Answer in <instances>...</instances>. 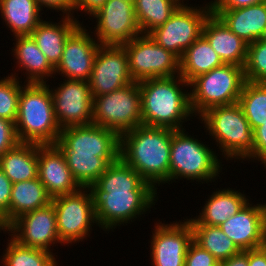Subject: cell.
<instances>
[{"label":"cell","instance_id":"obj_7","mask_svg":"<svg viewBox=\"0 0 266 266\" xmlns=\"http://www.w3.org/2000/svg\"><path fill=\"white\" fill-rule=\"evenodd\" d=\"M245 82L244 67L234 64H223L198 75L189 82L194 117L212 107L237 103Z\"/></svg>","mask_w":266,"mask_h":266},{"label":"cell","instance_id":"obj_19","mask_svg":"<svg viewBox=\"0 0 266 266\" xmlns=\"http://www.w3.org/2000/svg\"><path fill=\"white\" fill-rule=\"evenodd\" d=\"M220 229L241 251L266 245V218L264 204L248 202L238 213L219 225Z\"/></svg>","mask_w":266,"mask_h":266},{"label":"cell","instance_id":"obj_40","mask_svg":"<svg viewBox=\"0 0 266 266\" xmlns=\"http://www.w3.org/2000/svg\"><path fill=\"white\" fill-rule=\"evenodd\" d=\"M13 183L0 168V221L9 213Z\"/></svg>","mask_w":266,"mask_h":266},{"label":"cell","instance_id":"obj_29","mask_svg":"<svg viewBox=\"0 0 266 266\" xmlns=\"http://www.w3.org/2000/svg\"><path fill=\"white\" fill-rule=\"evenodd\" d=\"M223 64L216 51L201 35L185 50L180 58L179 75L189 83L198 75L210 72L213 68Z\"/></svg>","mask_w":266,"mask_h":266},{"label":"cell","instance_id":"obj_37","mask_svg":"<svg viewBox=\"0 0 266 266\" xmlns=\"http://www.w3.org/2000/svg\"><path fill=\"white\" fill-rule=\"evenodd\" d=\"M184 266H219V262L208 251L192 241L185 256Z\"/></svg>","mask_w":266,"mask_h":266},{"label":"cell","instance_id":"obj_47","mask_svg":"<svg viewBox=\"0 0 266 266\" xmlns=\"http://www.w3.org/2000/svg\"><path fill=\"white\" fill-rule=\"evenodd\" d=\"M264 209H265V218H266V204L264 203Z\"/></svg>","mask_w":266,"mask_h":266},{"label":"cell","instance_id":"obj_13","mask_svg":"<svg viewBox=\"0 0 266 266\" xmlns=\"http://www.w3.org/2000/svg\"><path fill=\"white\" fill-rule=\"evenodd\" d=\"M92 17L97 19L94 36L100 45H123L142 34L129 1L107 0Z\"/></svg>","mask_w":266,"mask_h":266},{"label":"cell","instance_id":"obj_4","mask_svg":"<svg viewBox=\"0 0 266 266\" xmlns=\"http://www.w3.org/2000/svg\"><path fill=\"white\" fill-rule=\"evenodd\" d=\"M23 86L15 122L19 141L39 145L56 144L61 128L55 117L50 85L26 83Z\"/></svg>","mask_w":266,"mask_h":266},{"label":"cell","instance_id":"obj_10","mask_svg":"<svg viewBox=\"0 0 266 266\" xmlns=\"http://www.w3.org/2000/svg\"><path fill=\"white\" fill-rule=\"evenodd\" d=\"M209 4V5H208ZM205 7L181 5L163 24L148 35L159 45L181 58L185 50L202 35L205 20L212 12L210 2Z\"/></svg>","mask_w":266,"mask_h":266},{"label":"cell","instance_id":"obj_14","mask_svg":"<svg viewBox=\"0 0 266 266\" xmlns=\"http://www.w3.org/2000/svg\"><path fill=\"white\" fill-rule=\"evenodd\" d=\"M88 82L92 97L109 94L134 82L123 45H100Z\"/></svg>","mask_w":266,"mask_h":266},{"label":"cell","instance_id":"obj_15","mask_svg":"<svg viewBox=\"0 0 266 266\" xmlns=\"http://www.w3.org/2000/svg\"><path fill=\"white\" fill-rule=\"evenodd\" d=\"M4 232L24 246L51 252L53 244L61 243L58 237L56 213L53 203L20 215ZM13 233V234H10Z\"/></svg>","mask_w":266,"mask_h":266},{"label":"cell","instance_id":"obj_34","mask_svg":"<svg viewBox=\"0 0 266 266\" xmlns=\"http://www.w3.org/2000/svg\"><path fill=\"white\" fill-rule=\"evenodd\" d=\"M238 103L252 130L263 125L266 122V83L246 81Z\"/></svg>","mask_w":266,"mask_h":266},{"label":"cell","instance_id":"obj_48","mask_svg":"<svg viewBox=\"0 0 266 266\" xmlns=\"http://www.w3.org/2000/svg\"><path fill=\"white\" fill-rule=\"evenodd\" d=\"M126 1H129V2H131V3H134L135 0H126Z\"/></svg>","mask_w":266,"mask_h":266},{"label":"cell","instance_id":"obj_33","mask_svg":"<svg viewBox=\"0 0 266 266\" xmlns=\"http://www.w3.org/2000/svg\"><path fill=\"white\" fill-rule=\"evenodd\" d=\"M2 257L3 266H57L53 252L24 246L12 236Z\"/></svg>","mask_w":266,"mask_h":266},{"label":"cell","instance_id":"obj_26","mask_svg":"<svg viewBox=\"0 0 266 266\" xmlns=\"http://www.w3.org/2000/svg\"><path fill=\"white\" fill-rule=\"evenodd\" d=\"M15 40V49H12V53H14L18 67L23 68L25 75H28L27 81L24 83H46L45 79L50 76L52 78L53 74L55 76V68L47 60L31 35L16 36Z\"/></svg>","mask_w":266,"mask_h":266},{"label":"cell","instance_id":"obj_23","mask_svg":"<svg viewBox=\"0 0 266 266\" xmlns=\"http://www.w3.org/2000/svg\"><path fill=\"white\" fill-rule=\"evenodd\" d=\"M51 200L39 178L13 183L9 213L0 221V232L20 215L47 206Z\"/></svg>","mask_w":266,"mask_h":266},{"label":"cell","instance_id":"obj_6","mask_svg":"<svg viewBox=\"0 0 266 266\" xmlns=\"http://www.w3.org/2000/svg\"><path fill=\"white\" fill-rule=\"evenodd\" d=\"M184 130H174L172 135L169 182L187 178L191 181L209 183L219 177L218 174L222 170V164L217 157L219 155Z\"/></svg>","mask_w":266,"mask_h":266},{"label":"cell","instance_id":"obj_22","mask_svg":"<svg viewBox=\"0 0 266 266\" xmlns=\"http://www.w3.org/2000/svg\"><path fill=\"white\" fill-rule=\"evenodd\" d=\"M247 44L266 36V1L238 9H211Z\"/></svg>","mask_w":266,"mask_h":266},{"label":"cell","instance_id":"obj_12","mask_svg":"<svg viewBox=\"0 0 266 266\" xmlns=\"http://www.w3.org/2000/svg\"><path fill=\"white\" fill-rule=\"evenodd\" d=\"M56 89H50L55 117L61 130L72 126L93 124V97L88 81L63 79Z\"/></svg>","mask_w":266,"mask_h":266},{"label":"cell","instance_id":"obj_9","mask_svg":"<svg viewBox=\"0 0 266 266\" xmlns=\"http://www.w3.org/2000/svg\"><path fill=\"white\" fill-rule=\"evenodd\" d=\"M51 202L56 213L58 237L62 243L82 242L90 236L92 226L97 224L91 188H80L70 194L58 195Z\"/></svg>","mask_w":266,"mask_h":266},{"label":"cell","instance_id":"obj_44","mask_svg":"<svg viewBox=\"0 0 266 266\" xmlns=\"http://www.w3.org/2000/svg\"><path fill=\"white\" fill-rule=\"evenodd\" d=\"M248 266H266V245L248 250Z\"/></svg>","mask_w":266,"mask_h":266},{"label":"cell","instance_id":"obj_35","mask_svg":"<svg viewBox=\"0 0 266 266\" xmlns=\"http://www.w3.org/2000/svg\"><path fill=\"white\" fill-rule=\"evenodd\" d=\"M244 74L248 82L266 83V36L248 44Z\"/></svg>","mask_w":266,"mask_h":266},{"label":"cell","instance_id":"obj_25","mask_svg":"<svg viewBox=\"0 0 266 266\" xmlns=\"http://www.w3.org/2000/svg\"><path fill=\"white\" fill-rule=\"evenodd\" d=\"M195 219H187L190 225L219 226L229 217L238 213L249 199L231 188L214 191Z\"/></svg>","mask_w":266,"mask_h":266},{"label":"cell","instance_id":"obj_1","mask_svg":"<svg viewBox=\"0 0 266 266\" xmlns=\"http://www.w3.org/2000/svg\"><path fill=\"white\" fill-rule=\"evenodd\" d=\"M90 188L94 196L97 226L108 233L110 229L124 223L127 225L130 220L132 222L145 214L157 201L158 188L145 181L120 158Z\"/></svg>","mask_w":266,"mask_h":266},{"label":"cell","instance_id":"obj_38","mask_svg":"<svg viewBox=\"0 0 266 266\" xmlns=\"http://www.w3.org/2000/svg\"><path fill=\"white\" fill-rule=\"evenodd\" d=\"M19 142L15 122L0 118V157Z\"/></svg>","mask_w":266,"mask_h":266},{"label":"cell","instance_id":"obj_43","mask_svg":"<svg viewBox=\"0 0 266 266\" xmlns=\"http://www.w3.org/2000/svg\"><path fill=\"white\" fill-rule=\"evenodd\" d=\"M106 1L107 0H74L73 13L74 10H77V12L81 10V12L85 11V13L91 17Z\"/></svg>","mask_w":266,"mask_h":266},{"label":"cell","instance_id":"obj_8","mask_svg":"<svg viewBox=\"0 0 266 266\" xmlns=\"http://www.w3.org/2000/svg\"><path fill=\"white\" fill-rule=\"evenodd\" d=\"M92 122L114 130L119 136L142 125L138 82L134 81L109 94L93 97Z\"/></svg>","mask_w":266,"mask_h":266},{"label":"cell","instance_id":"obj_24","mask_svg":"<svg viewBox=\"0 0 266 266\" xmlns=\"http://www.w3.org/2000/svg\"><path fill=\"white\" fill-rule=\"evenodd\" d=\"M58 23L42 20L31 36L55 68L61 60L64 45L69 35L80 25L75 17L64 16Z\"/></svg>","mask_w":266,"mask_h":266},{"label":"cell","instance_id":"obj_5","mask_svg":"<svg viewBox=\"0 0 266 266\" xmlns=\"http://www.w3.org/2000/svg\"><path fill=\"white\" fill-rule=\"evenodd\" d=\"M198 119L204 123L208 135L213 136L226 160L253 158V130L238 102L212 107Z\"/></svg>","mask_w":266,"mask_h":266},{"label":"cell","instance_id":"obj_18","mask_svg":"<svg viewBox=\"0 0 266 266\" xmlns=\"http://www.w3.org/2000/svg\"><path fill=\"white\" fill-rule=\"evenodd\" d=\"M95 39L81 23L66 39L61 60L55 67V74H63L62 77L66 79L89 81L100 47Z\"/></svg>","mask_w":266,"mask_h":266},{"label":"cell","instance_id":"obj_17","mask_svg":"<svg viewBox=\"0 0 266 266\" xmlns=\"http://www.w3.org/2000/svg\"><path fill=\"white\" fill-rule=\"evenodd\" d=\"M157 223L153 229L150 257L153 266H184L188 247L193 241L189 221Z\"/></svg>","mask_w":266,"mask_h":266},{"label":"cell","instance_id":"obj_16","mask_svg":"<svg viewBox=\"0 0 266 266\" xmlns=\"http://www.w3.org/2000/svg\"><path fill=\"white\" fill-rule=\"evenodd\" d=\"M56 145L62 152L119 157L120 136L111 129L95 124L64 128Z\"/></svg>","mask_w":266,"mask_h":266},{"label":"cell","instance_id":"obj_46","mask_svg":"<svg viewBox=\"0 0 266 266\" xmlns=\"http://www.w3.org/2000/svg\"><path fill=\"white\" fill-rule=\"evenodd\" d=\"M176 1H178L179 3H181L182 5H184V0H176Z\"/></svg>","mask_w":266,"mask_h":266},{"label":"cell","instance_id":"obj_3","mask_svg":"<svg viewBox=\"0 0 266 266\" xmlns=\"http://www.w3.org/2000/svg\"><path fill=\"white\" fill-rule=\"evenodd\" d=\"M138 84L142 125L179 130L184 129L183 122L194 116L190 93L183 90L189 83L180 75L145 79Z\"/></svg>","mask_w":266,"mask_h":266},{"label":"cell","instance_id":"obj_31","mask_svg":"<svg viewBox=\"0 0 266 266\" xmlns=\"http://www.w3.org/2000/svg\"><path fill=\"white\" fill-rule=\"evenodd\" d=\"M176 0H135V18L142 34L163 25L181 6Z\"/></svg>","mask_w":266,"mask_h":266},{"label":"cell","instance_id":"obj_32","mask_svg":"<svg viewBox=\"0 0 266 266\" xmlns=\"http://www.w3.org/2000/svg\"><path fill=\"white\" fill-rule=\"evenodd\" d=\"M193 241L213 255L218 262L229 259L241 250L219 226L191 225Z\"/></svg>","mask_w":266,"mask_h":266},{"label":"cell","instance_id":"obj_42","mask_svg":"<svg viewBox=\"0 0 266 266\" xmlns=\"http://www.w3.org/2000/svg\"><path fill=\"white\" fill-rule=\"evenodd\" d=\"M266 0H212L211 9H238L262 3Z\"/></svg>","mask_w":266,"mask_h":266},{"label":"cell","instance_id":"obj_27","mask_svg":"<svg viewBox=\"0 0 266 266\" xmlns=\"http://www.w3.org/2000/svg\"><path fill=\"white\" fill-rule=\"evenodd\" d=\"M0 168L12 183L38 178V144L19 142L0 157Z\"/></svg>","mask_w":266,"mask_h":266},{"label":"cell","instance_id":"obj_45","mask_svg":"<svg viewBox=\"0 0 266 266\" xmlns=\"http://www.w3.org/2000/svg\"><path fill=\"white\" fill-rule=\"evenodd\" d=\"M219 266H248V250L219 262Z\"/></svg>","mask_w":266,"mask_h":266},{"label":"cell","instance_id":"obj_36","mask_svg":"<svg viewBox=\"0 0 266 266\" xmlns=\"http://www.w3.org/2000/svg\"><path fill=\"white\" fill-rule=\"evenodd\" d=\"M11 74L0 79V118L16 122L19 96L22 85L20 78Z\"/></svg>","mask_w":266,"mask_h":266},{"label":"cell","instance_id":"obj_30","mask_svg":"<svg viewBox=\"0 0 266 266\" xmlns=\"http://www.w3.org/2000/svg\"><path fill=\"white\" fill-rule=\"evenodd\" d=\"M73 178L81 188H90L119 157H99L95 154L63 152Z\"/></svg>","mask_w":266,"mask_h":266},{"label":"cell","instance_id":"obj_2","mask_svg":"<svg viewBox=\"0 0 266 266\" xmlns=\"http://www.w3.org/2000/svg\"><path fill=\"white\" fill-rule=\"evenodd\" d=\"M173 133L169 128L139 125L120 135L119 158L154 188L168 183Z\"/></svg>","mask_w":266,"mask_h":266},{"label":"cell","instance_id":"obj_28","mask_svg":"<svg viewBox=\"0 0 266 266\" xmlns=\"http://www.w3.org/2000/svg\"><path fill=\"white\" fill-rule=\"evenodd\" d=\"M41 11L36 0H0L1 17L14 37L31 35L42 21Z\"/></svg>","mask_w":266,"mask_h":266},{"label":"cell","instance_id":"obj_11","mask_svg":"<svg viewBox=\"0 0 266 266\" xmlns=\"http://www.w3.org/2000/svg\"><path fill=\"white\" fill-rule=\"evenodd\" d=\"M123 46L135 82L150 78L172 77L180 73V58L159 46L148 34H141Z\"/></svg>","mask_w":266,"mask_h":266},{"label":"cell","instance_id":"obj_20","mask_svg":"<svg viewBox=\"0 0 266 266\" xmlns=\"http://www.w3.org/2000/svg\"><path fill=\"white\" fill-rule=\"evenodd\" d=\"M38 178L52 198L76 192L81 188L56 144H38Z\"/></svg>","mask_w":266,"mask_h":266},{"label":"cell","instance_id":"obj_41","mask_svg":"<svg viewBox=\"0 0 266 266\" xmlns=\"http://www.w3.org/2000/svg\"><path fill=\"white\" fill-rule=\"evenodd\" d=\"M36 2L41 10L46 7L57 12H63V16L64 14L71 17L75 16L71 13L73 12L74 0H36Z\"/></svg>","mask_w":266,"mask_h":266},{"label":"cell","instance_id":"obj_21","mask_svg":"<svg viewBox=\"0 0 266 266\" xmlns=\"http://www.w3.org/2000/svg\"><path fill=\"white\" fill-rule=\"evenodd\" d=\"M202 36L216 51L224 64L244 67L248 44L233 33L213 12L204 22Z\"/></svg>","mask_w":266,"mask_h":266},{"label":"cell","instance_id":"obj_39","mask_svg":"<svg viewBox=\"0 0 266 266\" xmlns=\"http://www.w3.org/2000/svg\"><path fill=\"white\" fill-rule=\"evenodd\" d=\"M254 148L253 159L261 161V164H266V122L263 125L256 127L253 130Z\"/></svg>","mask_w":266,"mask_h":266}]
</instances>
